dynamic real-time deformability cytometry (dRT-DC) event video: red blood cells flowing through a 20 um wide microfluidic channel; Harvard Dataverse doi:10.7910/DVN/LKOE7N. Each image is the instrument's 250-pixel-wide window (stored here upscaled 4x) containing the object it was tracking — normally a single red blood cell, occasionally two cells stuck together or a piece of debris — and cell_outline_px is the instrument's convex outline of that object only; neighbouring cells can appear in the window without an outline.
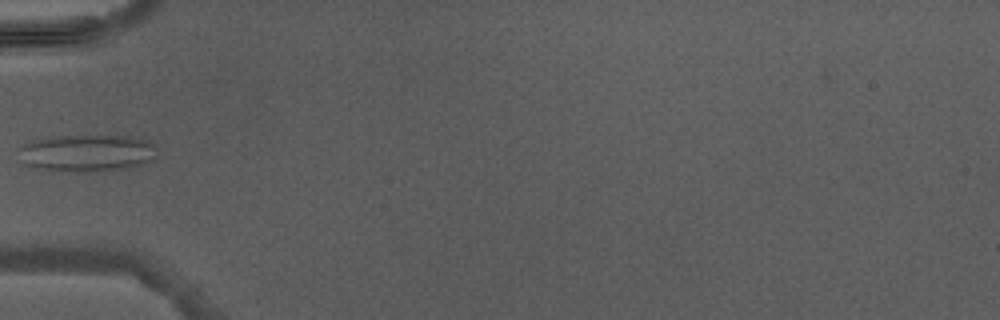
{"species": "Egyptian fruit bat (a non-hibernating species)", "species_latin": "Rousettus aegyptiacus", "temperature_condition": "warm", "stored_images_in_passage": 5, "camera_frame_rate_fps": 3000, "um_per_image_px": 0.085, "animal": {"sex": "male"}, "frame": {"image": 1, "passage_image": 5, "time_ms": 4.667, "image_size_px": [1000, 320], "cell_outline_px": [[156, 160], [148, 164], [100, 172], [76, 172], [36, 168], [24, 164], [16, 148], [40, 136], [144, 136], [156, 144]], "centroid_in_image_um": [7.45, 12.99], "position_along_channel_um": 77.5, "area_um2": 31.04}}